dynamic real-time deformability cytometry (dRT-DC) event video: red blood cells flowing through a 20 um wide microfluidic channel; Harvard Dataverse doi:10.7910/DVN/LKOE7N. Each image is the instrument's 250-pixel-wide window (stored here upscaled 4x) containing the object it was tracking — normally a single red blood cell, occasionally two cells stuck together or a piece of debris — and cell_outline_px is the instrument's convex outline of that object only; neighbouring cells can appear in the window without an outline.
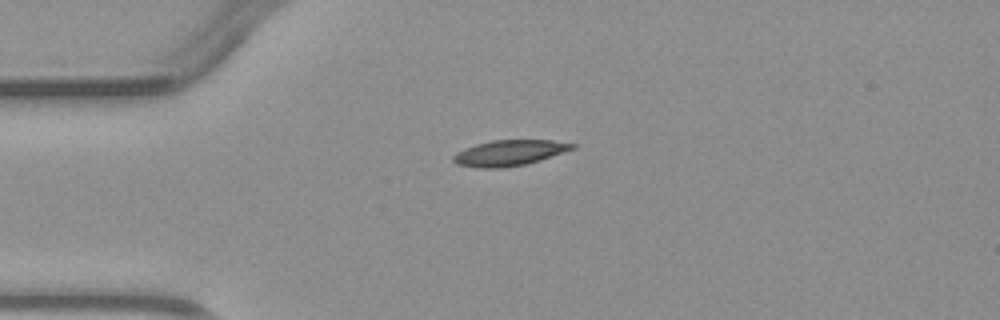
{"species": "common noctule bat (a hibernating species)", "species_latin": "Nyctalus noctula", "temperature_condition": "warm", "stored_images_in_passage": 3, "camera_frame_rate_fps": 3000, "um_per_image_px": 0.085, "animal": {"sex": "male", "body_mass_g": 23.1, "forearm_length_mm": 52.7}, "frame": {"image": 1, "passage_image": 3, "time_ms": 2.333, "image_size_px": [1000, 320], "cell_outline_px": [[576, 148], [540, 160], [524, 164], [504, 168], [480, 168], [456, 164], [452, 160], [452, 156], [456, 152], [464, 148], [476, 144], [492, 140], [552, 140], [576, 144]], "centroid_in_image_um": [43.27, 12.99], "position_along_channel_um": 41.7, "area_um2": 17.86}}